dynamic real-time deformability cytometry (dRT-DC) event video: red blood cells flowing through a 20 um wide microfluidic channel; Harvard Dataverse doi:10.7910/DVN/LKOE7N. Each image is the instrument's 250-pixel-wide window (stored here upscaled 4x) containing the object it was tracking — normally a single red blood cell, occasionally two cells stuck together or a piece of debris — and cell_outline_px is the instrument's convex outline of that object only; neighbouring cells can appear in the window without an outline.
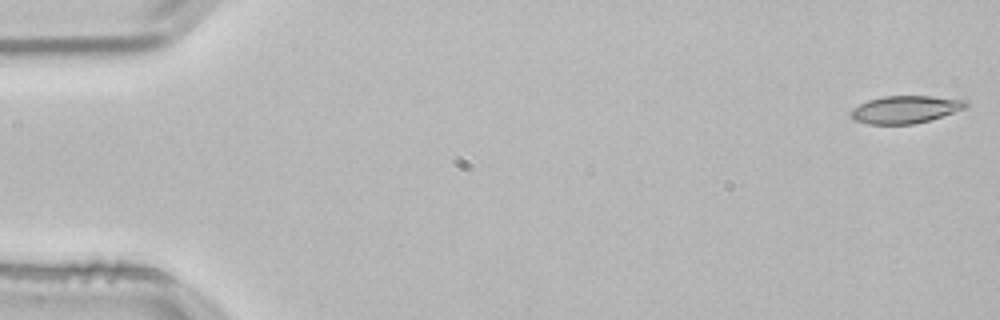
{"species": "common noctule bat (a hibernating species)", "species_latin": "Nyctalus noctula", "temperature_condition": "room temperature", "stored_images_in_passage": 53, "camera_frame_rate_fps": 3000, "um_per_image_px": 0.085, "animal": {"sex": "male", "body_mass_g": 21.5, "forearm_length_mm": 52.0}, "frame": {"image": 1, "passage_image": 1, "time_ms": 0.0, "image_size_px": [1000, 320], "cell_outline_px": [[968, 104], [964, 108], [928, 120], [912, 124], [868, 124], [852, 120], [848, 116], [848, 112], [852, 108], [868, 100], [884, 96], [932, 96], [968, 100]], "centroid_in_image_um": [76.87, 9.3], "position_along_channel_um": 8.1, "area_um2": 18.44}}
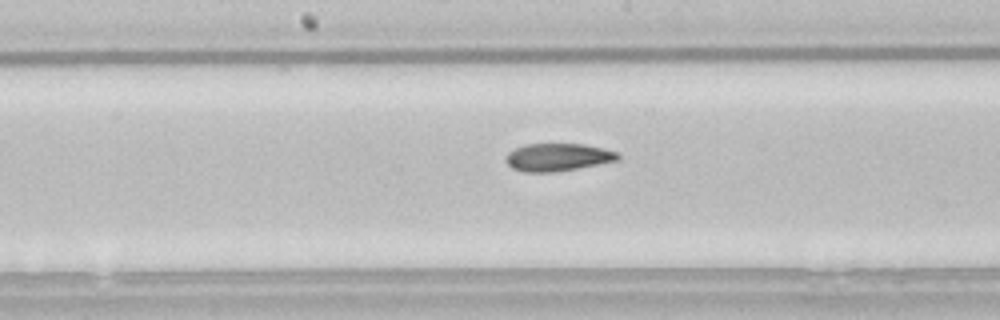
{"frame": {"image": 2, "passage_image": 27, "time_ms": 8.667, "image_size_px": [1000, 320], "cell_outline_px": [[620, 156], [616, 160], [556, 172], [524, 172], [512, 168], [508, 164], [508, 152], [524, 144], [584, 144], [604, 148], [620, 152]], "centroid_in_image_um": [47.43, 13.35], "position_along_channel_um": 200.8, "area_um2": 17.86}}
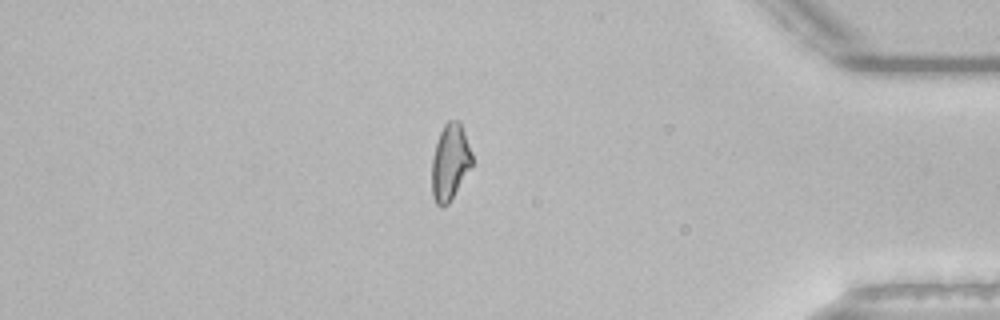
{"frame": {"image": 3, "passage_image": 45, "time_ms": 14.667, "image_size_px": [1000, 320], "cell_outline_px": [[472, 164], [448, 204], [444, 208], [440, 208], [436, 204], [432, 196], [432, 156], [440, 132], [444, 124], [448, 120], [460, 120], [472, 152]], "centroid_in_image_um": [38.24, 13.77], "position_along_channel_um": 397.0, "area_um2": 17.86}, "authors_computed_cell_mechanics": {"area_um2": 18.4382, "velocity_mm_per_s": 3.8495, "shape_relaxation_time_tau1_ms": 8.7322, "shape_relaxation_time_tau2_ms": 3.8993, "deformation_change_tau1": 0.1888, "deformation_change_tau2": 0.1102}}